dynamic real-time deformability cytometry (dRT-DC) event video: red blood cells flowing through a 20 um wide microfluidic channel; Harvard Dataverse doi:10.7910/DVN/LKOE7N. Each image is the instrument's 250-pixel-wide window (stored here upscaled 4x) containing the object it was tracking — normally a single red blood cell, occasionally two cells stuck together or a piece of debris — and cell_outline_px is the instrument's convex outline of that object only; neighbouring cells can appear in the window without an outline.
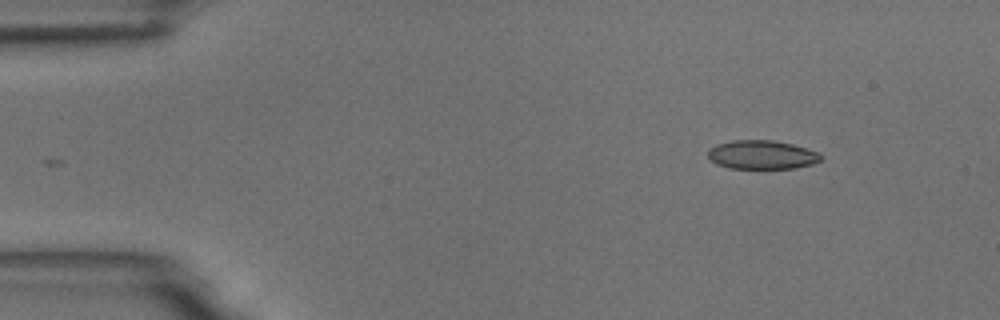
{"species": "common noctule bat (a hibernating species)", "species_latin": "Nyctalus noctula", "temperature_condition": "room temperature", "stored_images_in_passage": 50, "camera_frame_rate_fps": 3000, "um_per_image_px": 0.085, "animal": {"sex": "male", "body_mass_g": 18.8}, "frame": {"image": 1, "passage_image": 1, "time_ms": 0.0, "image_size_px": [1000, 320], "cell_outline_px": [[820, 160], [812, 164], [796, 168], [728, 168], [716, 164], [708, 156], [708, 148], [716, 144], [732, 140], [772, 140], [792, 144], [820, 152]], "centroid_in_image_um": [64.73, 13.15], "position_along_channel_um": 20.3, "area_um2": 18.96}}
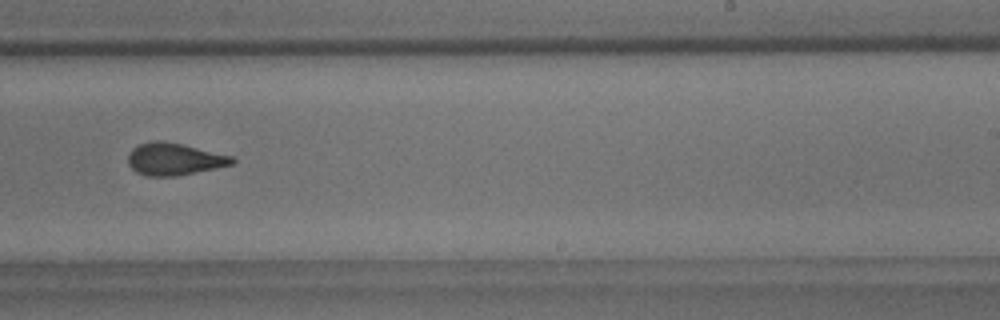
{"frame": {"image": 2, "passage_image": 29, "time_ms": 9.333, "image_size_px": [1000, 320], "cell_outline_px": [[236, 160], [232, 164], [216, 168], [176, 176], [148, 176], [136, 172], [128, 164], [128, 156], [132, 148], [140, 144], [156, 140], [164, 140], [232, 156]], "centroid_in_image_um": [14.79, 13.52], "position_along_channel_um": 274.2, "area_um2": 19.36}}
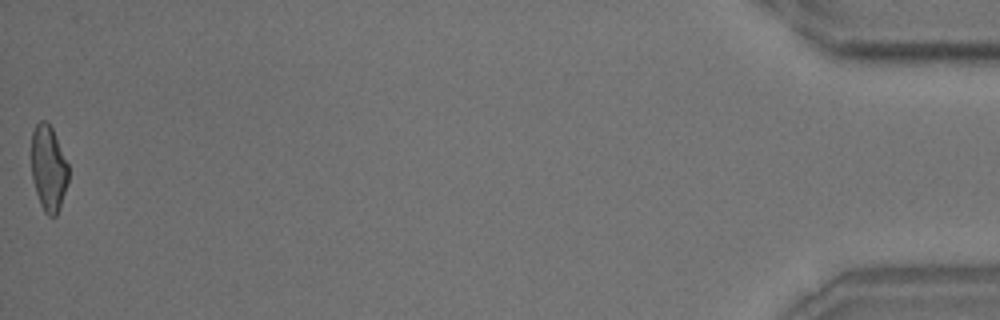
{"frame": {"image": 3, "passage_image": 50, "time_ms": 16.333, "image_size_px": [1000, 320], "cell_outline_px": [[68, 180], [60, 208], [56, 216], [48, 216], [44, 212], [40, 204], [32, 180], [32, 132], [36, 124], [40, 120], [44, 120], [52, 128], [68, 164]], "centroid_in_image_um": [4.12, 14.33], "position_along_channel_um": 431.1, "area_um2": 18.38}, "authors_computed_cell_mechanics": {"area_um2": 19.5942, "velocity_mm_per_s": 3.6308, "shape_relaxation_time_tau1_ms": 9.4794, "shape_relaxation_time_tau2_ms": 1.8498, "deformation_change_tau1": 0.1981, "deformation_change_tau2": 0.0779}}